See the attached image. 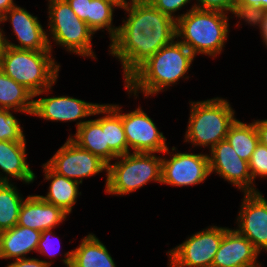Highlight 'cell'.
Listing matches in <instances>:
<instances>
[{"label": "cell", "instance_id": "obj_30", "mask_svg": "<svg viewBox=\"0 0 267 267\" xmlns=\"http://www.w3.org/2000/svg\"><path fill=\"white\" fill-rule=\"evenodd\" d=\"M248 164L253 183L256 177L267 178V147L258 143Z\"/></svg>", "mask_w": 267, "mask_h": 267}, {"label": "cell", "instance_id": "obj_26", "mask_svg": "<svg viewBox=\"0 0 267 267\" xmlns=\"http://www.w3.org/2000/svg\"><path fill=\"white\" fill-rule=\"evenodd\" d=\"M24 200L16 185L11 182H0V232L17 225Z\"/></svg>", "mask_w": 267, "mask_h": 267}, {"label": "cell", "instance_id": "obj_34", "mask_svg": "<svg viewBox=\"0 0 267 267\" xmlns=\"http://www.w3.org/2000/svg\"><path fill=\"white\" fill-rule=\"evenodd\" d=\"M52 260H39L38 258H21L9 263L6 267H51Z\"/></svg>", "mask_w": 267, "mask_h": 267}, {"label": "cell", "instance_id": "obj_23", "mask_svg": "<svg viewBox=\"0 0 267 267\" xmlns=\"http://www.w3.org/2000/svg\"><path fill=\"white\" fill-rule=\"evenodd\" d=\"M102 116V130H105L106 144L118 157L128 154L129 149L122 124L121 106L115 104H101L93 115ZM106 114V115H105Z\"/></svg>", "mask_w": 267, "mask_h": 267}, {"label": "cell", "instance_id": "obj_19", "mask_svg": "<svg viewBox=\"0 0 267 267\" xmlns=\"http://www.w3.org/2000/svg\"><path fill=\"white\" fill-rule=\"evenodd\" d=\"M63 264L71 267H116L106 246L94 235L88 234L80 245L64 254Z\"/></svg>", "mask_w": 267, "mask_h": 267}, {"label": "cell", "instance_id": "obj_13", "mask_svg": "<svg viewBox=\"0 0 267 267\" xmlns=\"http://www.w3.org/2000/svg\"><path fill=\"white\" fill-rule=\"evenodd\" d=\"M7 20L10 21L20 45L10 42L2 30L4 45L17 49L52 51L51 39H49L48 33L43 29L37 16H33L26 9L16 4L3 14V22Z\"/></svg>", "mask_w": 267, "mask_h": 267}, {"label": "cell", "instance_id": "obj_42", "mask_svg": "<svg viewBox=\"0 0 267 267\" xmlns=\"http://www.w3.org/2000/svg\"><path fill=\"white\" fill-rule=\"evenodd\" d=\"M262 264H260V262L258 263V261L254 264H249V265H246V266H242V267H261Z\"/></svg>", "mask_w": 267, "mask_h": 267}, {"label": "cell", "instance_id": "obj_12", "mask_svg": "<svg viewBox=\"0 0 267 267\" xmlns=\"http://www.w3.org/2000/svg\"><path fill=\"white\" fill-rule=\"evenodd\" d=\"M209 152L210 174L217 173L243 193L260 192L252 181L248 162L237 155L226 139L216 144Z\"/></svg>", "mask_w": 267, "mask_h": 267}, {"label": "cell", "instance_id": "obj_38", "mask_svg": "<svg viewBox=\"0 0 267 267\" xmlns=\"http://www.w3.org/2000/svg\"><path fill=\"white\" fill-rule=\"evenodd\" d=\"M15 5L14 0H0V12L4 14Z\"/></svg>", "mask_w": 267, "mask_h": 267}, {"label": "cell", "instance_id": "obj_29", "mask_svg": "<svg viewBox=\"0 0 267 267\" xmlns=\"http://www.w3.org/2000/svg\"><path fill=\"white\" fill-rule=\"evenodd\" d=\"M231 13L251 26H258L260 34L262 35L267 25V11L264 8L259 6H247L236 2Z\"/></svg>", "mask_w": 267, "mask_h": 267}, {"label": "cell", "instance_id": "obj_31", "mask_svg": "<svg viewBox=\"0 0 267 267\" xmlns=\"http://www.w3.org/2000/svg\"><path fill=\"white\" fill-rule=\"evenodd\" d=\"M153 7L176 21L175 12L185 7L191 0H147ZM175 15V16H174Z\"/></svg>", "mask_w": 267, "mask_h": 267}, {"label": "cell", "instance_id": "obj_27", "mask_svg": "<svg viewBox=\"0 0 267 267\" xmlns=\"http://www.w3.org/2000/svg\"><path fill=\"white\" fill-rule=\"evenodd\" d=\"M120 6L109 0H91L87 15V25L96 33L100 29H107L110 40L118 31V27L112 25L114 8Z\"/></svg>", "mask_w": 267, "mask_h": 267}, {"label": "cell", "instance_id": "obj_18", "mask_svg": "<svg viewBox=\"0 0 267 267\" xmlns=\"http://www.w3.org/2000/svg\"><path fill=\"white\" fill-rule=\"evenodd\" d=\"M26 141L0 140V182H9L10 178L21 180L25 184L33 183L35 173L30 169L26 158ZM9 176V178H8Z\"/></svg>", "mask_w": 267, "mask_h": 267}, {"label": "cell", "instance_id": "obj_37", "mask_svg": "<svg viewBox=\"0 0 267 267\" xmlns=\"http://www.w3.org/2000/svg\"><path fill=\"white\" fill-rule=\"evenodd\" d=\"M237 2L247 6H259L267 11V0H237Z\"/></svg>", "mask_w": 267, "mask_h": 267}, {"label": "cell", "instance_id": "obj_2", "mask_svg": "<svg viewBox=\"0 0 267 267\" xmlns=\"http://www.w3.org/2000/svg\"><path fill=\"white\" fill-rule=\"evenodd\" d=\"M176 40L149 57L124 81L128 94L134 93L136 98L142 92L147 98L184 78L195 56L178 38Z\"/></svg>", "mask_w": 267, "mask_h": 267}, {"label": "cell", "instance_id": "obj_8", "mask_svg": "<svg viewBox=\"0 0 267 267\" xmlns=\"http://www.w3.org/2000/svg\"><path fill=\"white\" fill-rule=\"evenodd\" d=\"M228 227L210 226L167 251L168 267H212L224 232Z\"/></svg>", "mask_w": 267, "mask_h": 267}, {"label": "cell", "instance_id": "obj_28", "mask_svg": "<svg viewBox=\"0 0 267 267\" xmlns=\"http://www.w3.org/2000/svg\"><path fill=\"white\" fill-rule=\"evenodd\" d=\"M10 111L0 108V140L26 141L20 121Z\"/></svg>", "mask_w": 267, "mask_h": 267}, {"label": "cell", "instance_id": "obj_21", "mask_svg": "<svg viewBox=\"0 0 267 267\" xmlns=\"http://www.w3.org/2000/svg\"><path fill=\"white\" fill-rule=\"evenodd\" d=\"M44 179L50 185L46 196L39 195L44 201L60 207L68 215L72 212L73 206L77 201L79 192V182L66 178L54 172L46 163L43 165Z\"/></svg>", "mask_w": 267, "mask_h": 267}, {"label": "cell", "instance_id": "obj_43", "mask_svg": "<svg viewBox=\"0 0 267 267\" xmlns=\"http://www.w3.org/2000/svg\"><path fill=\"white\" fill-rule=\"evenodd\" d=\"M1 23H3V13L0 12V25H1ZM2 30L3 29L1 28L0 31H2Z\"/></svg>", "mask_w": 267, "mask_h": 267}, {"label": "cell", "instance_id": "obj_32", "mask_svg": "<svg viewBox=\"0 0 267 267\" xmlns=\"http://www.w3.org/2000/svg\"><path fill=\"white\" fill-rule=\"evenodd\" d=\"M195 8L201 10L218 11L225 14L232 12L237 0H196ZM229 11V12H228Z\"/></svg>", "mask_w": 267, "mask_h": 267}, {"label": "cell", "instance_id": "obj_3", "mask_svg": "<svg viewBox=\"0 0 267 267\" xmlns=\"http://www.w3.org/2000/svg\"><path fill=\"white\" fill-rule=\"evenodd\" d=\"M227 14L201 10L194 4L186 13L176 16V38L193 53L216 57L223 51L228 38Z\"/></svg>", "mask_w": 267, "mask_h": 267}, {"label": "cell", "instance_id": "obj_14", "mask_svg": "<svg viewBox=\"0 0 267 267\" xmlns=\"http://www.w3.org/2000/svg\"><path fill=\"white\" fill-rule=\"evenodd\" d=\"M235 230L260 253L267 252V200L261 192L244 193Z\"/></svg>", "mask_w": 267, "mask_h": 267}, {"label": "cell", "instance_id": "obj_36", "mask_svg": "<svg viewBox=\"0 0 267 267\" xmlns=\"http://www.w3.org/2000/svg\"><path fill=\"white\" fill-rule=\"evenodd\" d=\"M253 122L257 130L259 143L267 147V119L254 120Z\"/></svg>", "mask_w": 267, "mask_h": 267}, {"label": "cell", "instance_id": "obj_39", "mask_svg": "<svg viewBox=\"0 0 267 267\" xmlns=\"http://www.w3.org/2000/svg\"><path fill=\"white\" fill-rule=\"evenodd\" d=\"M261 37L263 39V41H262L263 44L265 43L264 45H266V47H267V25L265 26L264 31H263Z\"/></svg>", "mask_w": 267, "mask_h": 267}, {"label": "cell", "instance_id": "obj_24", "mask_svg": "<svg viewBox=\"0 0 267 267\" xmlns=\"http://www.w3.org/2000/svg\"><path fill=\"white\" fill-rule=\"evenodd\" d=\"M34 94L7 76L0 68V108L32 115Z\"/></svg>", "mask_w": 267, "mask_h": 267}, {"label": "cell", "instance_id": "obj_6", "mask_svg": "<svg viewBox=\"0 0 267 267\" xmlns=\"http://www.w3.org/2000/svg\"><path fill=\"white\" fill-rule=\"evenodd\" d=\"M155 154L129 152L116 157L115 163L107 165L105 192L123 196L151 181L161 184L162 157Z\"/></svg>", "mask_w": 267, "mask_h": 267}, {"label": "cell", "instance_id": "obj_40", "mask_svg": "<svg viewBox=\"0 0 267 267\" xmlns=\"http://www.w3.org/2000/svg\"><path fill=\"white\" fill-rule=\"evenodd\" d=\"M109 1L117 3L120 6V8L124 7L128 2V0H109Z\"/></svg>", "mask_w": 267, "mask_h": 267}, {"label": "cell", "instance_id": "obj_41", "mask_svg": "<svg viewBox=\"0 0 267 267\" xmlns=\"http://www.w3.org/2000/svg\"><path fill=\"white\" fill-rule=\"evenodd\" d=\"M3 46H4V43H3L2 33L0 31V59H1V52H2Z\"/></svg>", "mask_w": 267, "mask_h": 267}, {"label": "cell", "instance_id": "obj_16", "mask_svg": "<svg viewBox=\"0 0 267 267\" xmlns=\"http://www.w3.org/2000/svg\"><path fill=\"white\" fill-rule=\"evenodd\" d=\"M67 216L60 207L49 204L39 195H29L21 205L17 225L43 232L56 228Z\"/></svg>", "mask_w": 267, "mask_h": 267}, {"label": "cell", "instance_id": "obj_4", "mask_svg": "<svg viewBox=\"0 0 267 267\" xmlns=\"http://www.w3.org/2000/svg\"><path fill=\"white\" fill-rule=\"evenodd\" d=\"M52 51L17 49L4 45L0 68L17 83L25 86L34 97L49 93L58 79L60 65Z\"/></svg>", "mask_w": 267, "mask_h": 267}, {"label": "cell", "instance_id": "obj_15", "mask_svg": "<svg viewBox=\"0 0 267 267\" xmlns=\"http://www.w3.org/2000/svg\"><path fill=\"white\" fill-rule=\"evenodd\" d=\"M98 103L86 102L70 96H55L34 99L32 116L40 117L49 121L71 122L76 121L78 129L89 116L100 106Z\"/></svg>", "mask_w": 267, "mask_h": 267}, {"label": "cell", "instance_id": "obj_22", "mask_svg": "<svg viewBox=\"0 0 267 267\" xmlns=\"http://www.w3.org/2000/svg\"><path fill=\"white\" fill-rule=\"evenodd\" d=\"M73 136L70 135L69 138L80 148L97 155L107 165L117 157L106 144L105 130H102V117L86 120Z\"/></svg>", "mask_w": 267, "mask_h": 267}, {"label": "cell", "instance_id": "obj_17", "mask_svg": "<svg viewBox=\"0 0 267 267\" xmlns=\"http://www.w3.org/2000/svg\"><path fill=\"white\" fill-rule=\"evenodd\" d=\"M260 253L235 229L228 228L216 252L212 267H242L257 262Z\"/></svg>", "mask_w": 267, "mask_h": 267}, {"label": "cell", "instance_id": "obj_11", "mask_svg": "<svg viewBox=\"0 0 267 267\" xmlns=\"http://www.w3.org/2000/svg\"><path fill=\"white\" fill-rule=\"evenodd\" d=\"M210 175L208 154L173 153L170 159L162 157L161 184L194 186Z\"/></svg>", "mask_w": 267, "mask_h": 267}, {"label": "cell", "instance_id": "obj_10", "mask_svg": "<svg viewBox=\"0 0 267 267\" xmlns=\"http://www.w3.org/2000/svg\"><path fill=\"white\" fill-rule=\"evenodd\" d=\"M122 124L129 151L169 154L163 132L139 106L129 113L122 112ZM131 148V149H130Z\"/></svg>", "mask_w": 267, "mask_h": 267}, {"label": "cell", "instance_id": "obj_9", "mask_svg": "<svg viewBox=\"0 0 267 267\" xmlns=\"http://www.w3.org/2000/svg\"><path fill=\"white\" fill-rule=\"evenodd\" d=\"M56 173L82 184L83 178L107 171V164L97 155L80 148L69 137L46 162Z\"/></svg>", "mask_w": 267, "mask_h": 267}, {"label": "cell", "instance_id": "obj_7", "mask_svg": "<svg viewBox=\"0 0 267 267\" xmlns=\"http://www.w3.org/2000/svg\"><path fill=\"white\" fill-rule=\"evenodd\" d=\"M48 34L56 45L82 57L97 59L92 49L94 31L71 9L66 0H48Z\"/></svg>", "mask_w": 267, "mask_h": 267}, {"label": "cell", "instance_id": "obj_5", "mask_svg": "<svg viewBox=\"0 0 267 267\" xmlns=\"http://www.w3.org/2000/svg\"><path fill=\"white\" fill-rule=\"evenodd\" d=\"M190 117L184 142L212 149L226 139L231 125L235 122V111L224 98L204 101H190Z\"/></svg>", "mask_w": 267, "mask_h": 267}, {"label": "cell", "instance_id": "obj_35", "mask_svg": "<svg viewBox=\"0 0 267 267\" xmlns=\"http://www.w3.org/2000/svg\"><path fill=\"white\" fill-rule=\"evenodd\" d=\"M66 2L70 5L71 9L76 13L80 20L87 24V15L91 0H66Z\"/></svg>", "mask_w": 267, "mask_h": 267}, {"label": "cell", "instance_id": "obj_25", "mask_svg": "<svg viewBox=\"0 0 267 267\" xmlns=\"http://www.w3.org/2000/svg\"><path fill=\"white\" fill-rule=\"evenodd\" d=\"M226 140L241 159L249 162L259 143L254 122L247 124L236 119L229 128Z\"/></svg>", "mask_w": 267, "mask_h": 267}, {"label": "cell", "instance_id": "obj_20", "mask_svg": "<svg viewBox=\"0 0 267 267\" xmlns=\"http://www.w3.org/2000/svg\"><path fill=\"white\" fill-rule=\"evenodd\" d=\"M40 236V231L19 225L0 232V259L26 258L37 250Z\"/></svg>", "mask_w": 267, "mask_h": 267}, {"label": "cell", "instance_id": "obj_1", "mask_svg": "<svg viewBox=\"0 0 267 267\" xmlns=\"http://www.w3.org/2000/svg\"><path fill=\"white\" fill-rule=\"evenodd\" d=\"M128 18L118 26L110 54L118 58L124 81L149 57L176 39V21L147 0H129L122 7Z\"/></svg>", "mask_w": 267, "mask_h": 267}, {"label": "cell", "instance_id": "obj_33", "mask_svg": "<svg viewBox=\"0 0 267 267\" xmlns=\"http://www.w3.org/2000/svg\"><path fill=\"white\" fill-rule=\"evenodd\" d=\"M52 235L54 236L52 229L44 230L43 232H41V236L39 239V243H38V247H37L36 252H38L42 255L48 256L50 258H53L56 254H59L58 253L59 247L57 248L55 243H54L55 246L52 244L53 243V241H52L53 239H51L53 237ZM57 242H59V241H56V243ZM59 246H60V243H59ZM56 251H58V252L56 253Z\"/></svg>", "mask_w": 267, "mask_h": 267}]
</instances>
